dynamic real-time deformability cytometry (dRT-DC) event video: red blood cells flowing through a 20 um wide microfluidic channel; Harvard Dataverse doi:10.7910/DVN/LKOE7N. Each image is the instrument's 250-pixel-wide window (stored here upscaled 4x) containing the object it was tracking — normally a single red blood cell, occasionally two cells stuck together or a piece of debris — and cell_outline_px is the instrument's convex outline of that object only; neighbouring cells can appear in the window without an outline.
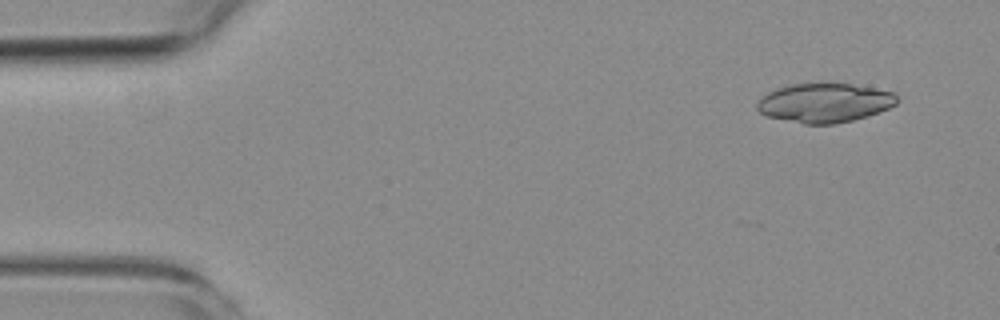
{"species": "common noctule bat (a hibernating species)", "species_latin": "Nyctalus noctula", "temperature_condition": "room temperature", "stored_images_in_passage": 4, "camera_frame_rate_fps": 3000, "um_per_image_px": 0.085, "animal": {"sex": "female", "body_mass_g": 19.3, "forearm_length_mm": 54.1}, "frame": {"image": 1, "passage_image": 1, "time_ms": 0.0, "image_size_px": [1000, 320], "cell_outline_px": [[900, 100], [896, 104], [888, 108], [852, 120], [832, 124], [804, 124], [764, 116], [756, 108], [756, 100], [768, 92], [776, 88], [792, 84], [828, 80], [852, 84], [896, 92]], "centroid_in_image_um": [70.06, 8.69], "position_along_channel_um": 14.9, "area_um2": 32.83}}